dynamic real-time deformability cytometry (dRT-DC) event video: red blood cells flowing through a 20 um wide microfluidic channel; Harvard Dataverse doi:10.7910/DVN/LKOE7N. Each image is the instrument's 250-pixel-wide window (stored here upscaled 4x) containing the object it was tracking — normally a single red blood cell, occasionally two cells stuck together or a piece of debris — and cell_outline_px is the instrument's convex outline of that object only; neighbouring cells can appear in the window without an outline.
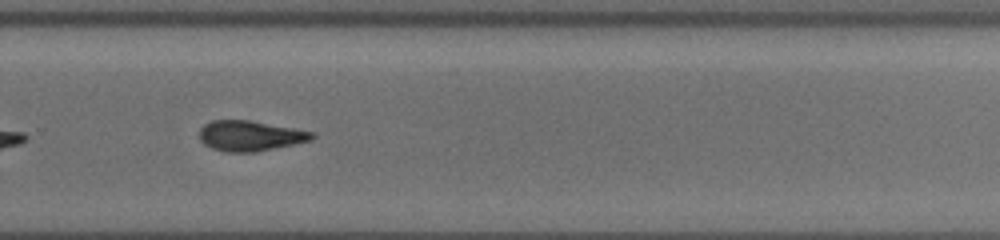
{"species": "common noctule bat (a hibernating species)", "species_latin": "Nyctalus noctula", "temperature_condition": "cold", "stored_images_in_passage": 35, "camera_frame_rate_fps": 3000, "um_per_image_px": 0.085, "animal": {"sex": "female", "body_mass_g": 19.5, "forearm_length_mm": 54.1}, "frame": {"image": 1, "passage_image": 20, "time_ms": 6.333, "image_size_px": [1000, 240], "cell_outline_px": [[316, 136], [312, 140], [256, 152], [228, 152], [212, 148], [204, 144], [200, 140], [200, 128], [204, 124], [212, 120], [252, 120], [312, 132]], "centroid_in_image_um": [21.24, 11.54], "position_along_channel_um": 308.6, "area_um2": 19.83}, "authors_computed_cell_mechanics": {"area_um2": 19.8254, "velocity_mm_per_s": 3.7626, "shape_relaxation_time_tau1_ms": 3.683, "shape_relaxation_time_tau2_ms": 3.2495, "deformation_change_tau1": 0.1447, "deformation_change_tau2": 0.1064}}